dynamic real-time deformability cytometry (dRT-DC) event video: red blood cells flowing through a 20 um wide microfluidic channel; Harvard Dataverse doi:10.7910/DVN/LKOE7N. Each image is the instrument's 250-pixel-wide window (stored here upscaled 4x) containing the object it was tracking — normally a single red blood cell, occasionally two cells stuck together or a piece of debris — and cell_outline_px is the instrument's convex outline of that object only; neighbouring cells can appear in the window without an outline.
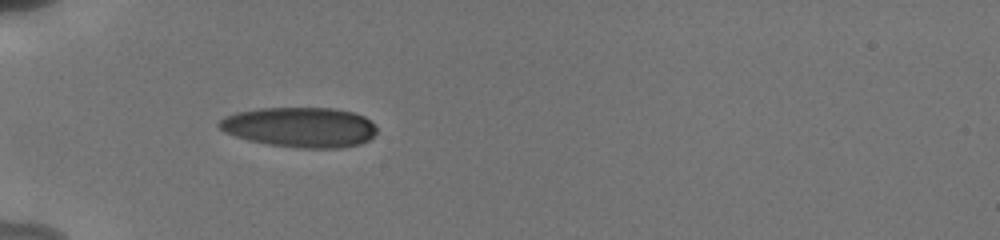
{"species": "human", "species_latin": "Homo sapiens", "temperature_condition": "cold", "stored_images_in_passage": 3, "camera_frame_rate_fps": 3000, "um_per_image_px": 0.085, "donor": {"sex": "male"}, "frame": {"image": 1, "passage_image": 1, "time_ms": 0.0, "image_size_px": [1000, 240], "cell_outline_px": [[376, 132], [368, 140], [360, 144], [340, 148], [300, 148], [268, 144], [248, 140], [224, 132], [216, 124], [224, 116], [236, 112], [260, 108], [332, 108], [352, 112], [364, 116], [376, 128]], "centroid_in_image_um": [25.47, 10.81], "position_along_channel_um": 59.5, "area_um2": 36.76}}